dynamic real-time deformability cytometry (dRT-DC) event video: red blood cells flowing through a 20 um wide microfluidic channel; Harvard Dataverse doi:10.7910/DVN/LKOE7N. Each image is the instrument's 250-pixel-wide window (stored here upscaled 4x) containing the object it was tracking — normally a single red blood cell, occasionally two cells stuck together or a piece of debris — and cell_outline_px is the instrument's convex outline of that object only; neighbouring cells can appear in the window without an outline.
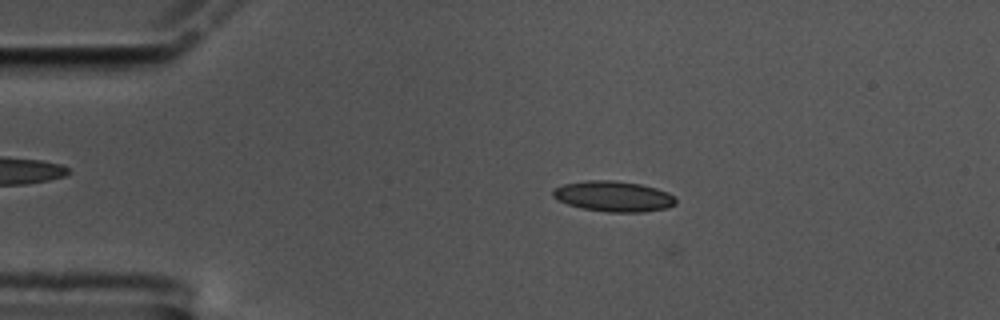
{"species": "common noctule bat (a hibernating species)", "species_latin": "Nyctalus noctula", "temperature_condition": "cold", "stored_images_in_passage": 15, "camera_frame_rate_fps": 3000, "um_per_image_px": 0.085, "animal": {"sex": "male", "body_mass_g": 17.5, "forearm_length_mm": 52.3}, "frame": {"image": 1, "passage_image": 11, "time_ms": 3.333, "image_size_px": [1000, 320], "cell_outline_px": [[676, 204], [668, 208], [644, 212], [608, 212], [580, 208], [556, 200], [552, 196], [552, 188], [564, 184], [588, 180], [612, 180], [640, 184], [656, 188], [668, 192], [676, 196]], "centroid_in_image_um": [52.15, 16.69], "position_along_channel_um": 32.9, "area_um2": 22.14}}